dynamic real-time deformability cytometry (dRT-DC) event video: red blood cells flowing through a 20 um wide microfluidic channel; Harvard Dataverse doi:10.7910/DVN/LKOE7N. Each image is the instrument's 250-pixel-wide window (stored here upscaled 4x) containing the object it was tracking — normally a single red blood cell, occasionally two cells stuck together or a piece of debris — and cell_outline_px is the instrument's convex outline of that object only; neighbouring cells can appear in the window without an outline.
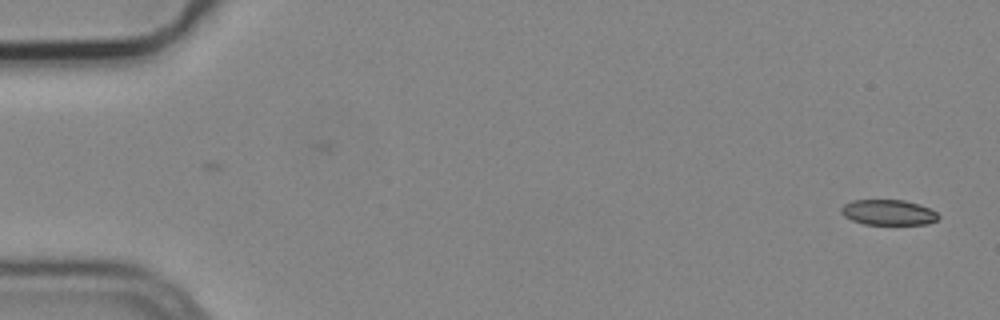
{"species": "common noctule bat (a hibernating species)", "species_latin": "Nyctalus noctula", "temperature_condition": "cold", "stored_images_in_passage": 2, "camera_frame_rate_fps": 3000, "um_per_image_px": 0.085, "animal": {"sex": "male", "body_mass_g": 19.2, "forearm_length_mm": 51.8}, "frame": {"image": 1, "passage_image": 2, "time_ms": 0.333, "image_size_px": [1000, 320], "cell_outline_px": [[940, 216], [936, 220], [928, 224], [864, 224], [852, 220], [844, 216], [840, 212], [840, 208], [844, 204], [852, 200], [904, 200], [920, 204], [936, 212]], "centroid_in_image_um": [75.49, 18.05], "position_along_channel_um": 9.5, "area_um2": 14.39}}